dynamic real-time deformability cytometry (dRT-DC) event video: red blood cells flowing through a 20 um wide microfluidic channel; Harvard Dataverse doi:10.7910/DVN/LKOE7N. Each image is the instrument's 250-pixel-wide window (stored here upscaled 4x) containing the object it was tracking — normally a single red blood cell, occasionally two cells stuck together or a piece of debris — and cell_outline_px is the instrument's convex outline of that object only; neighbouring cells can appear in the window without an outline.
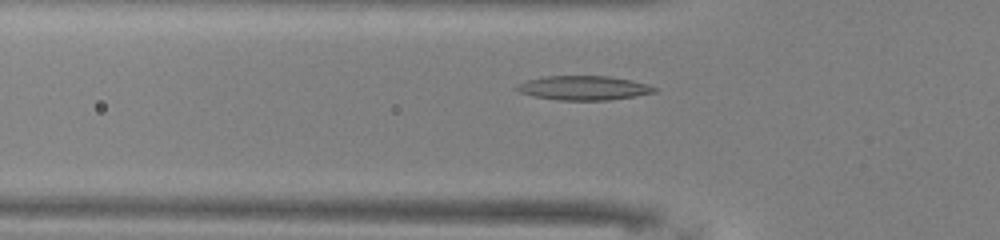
{"species": "common noctule bat (a hibernating species)", "species_latin": "Nyctalus noctula", "temperature_condition": "warm", "stored_images_in_passage": 37, "camera_frame_rate_fps": 3000, "um_per_image_px": 0.085, "animal": {"sex": "male", "body_mass_g": 13.0, "forearm_length_mm": 53.1}, "frame": {"image": 1, "passage_image": 14, "time_ms": 4.333, "image_size_px": [1000, 240], "cell_outline_px": [[660, 88], [656, 92], [608, 100], [560, 100], [532, 96], [520, 92], [512, 88], [516, 84], [528, 80], [544, 76], [608, 76], [632, 80], [648, 84]], "centroid_in_image_um": [49.6, 7.47], "position_along_channel_um": 76.2, "area_um2": 19.54}}
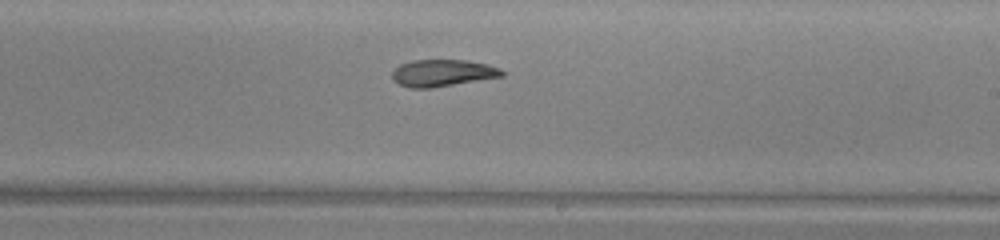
{"frame": {"image": 2, "passage_image": 27, "time_ms": 8.667, "image_size_px": [1000, 240], "cell_outline_px": [[504, 76], [432, 88], [408, 88], [392, 80], [392, 72], [400, 64], [412, 60], [464, 60], [488, 64], [500, 68], [504, 72]], "centroid_in_image_um": [37.61, 6.21], "position_along_channel_um": 251.4, "area_um2": 17.28}}
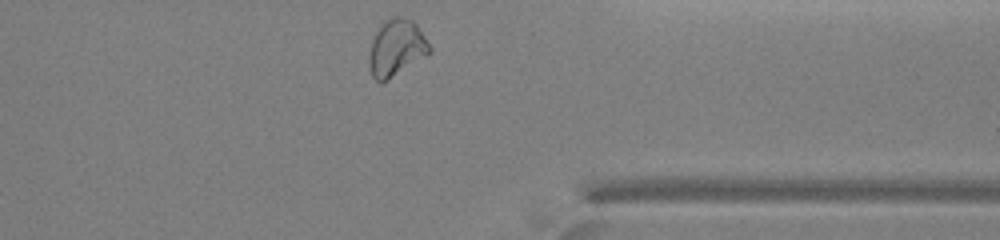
{"frame": {"image": 3, "passage_image": 37, "time_ms": 12.0, "image_size_px": [1000, 240], "cell_outline_px": [[432, 52], [388, 80], [380, 84], [372, 76], [368, 64], [368, 56], [372, 40], [380, 20], [392, 16], [400, 16], [412, 20], [416, 24], [432, 48]], "centroid_in_image_um": [33.66, 4.05], "position_along_channel_um": 377.7, "area_um2": 20.4}, "authors_computed_cell_mechanics": {"area_um2": 18.2648, "velocity_mm_per_s": 4.0356, "shape_relaxation_time_tau1_ms": null, "shape_relaxation_time_tau2_ms": 6.2359, "deformation_change_tau1": null, "deformation_change_tau2": 0.1392}}